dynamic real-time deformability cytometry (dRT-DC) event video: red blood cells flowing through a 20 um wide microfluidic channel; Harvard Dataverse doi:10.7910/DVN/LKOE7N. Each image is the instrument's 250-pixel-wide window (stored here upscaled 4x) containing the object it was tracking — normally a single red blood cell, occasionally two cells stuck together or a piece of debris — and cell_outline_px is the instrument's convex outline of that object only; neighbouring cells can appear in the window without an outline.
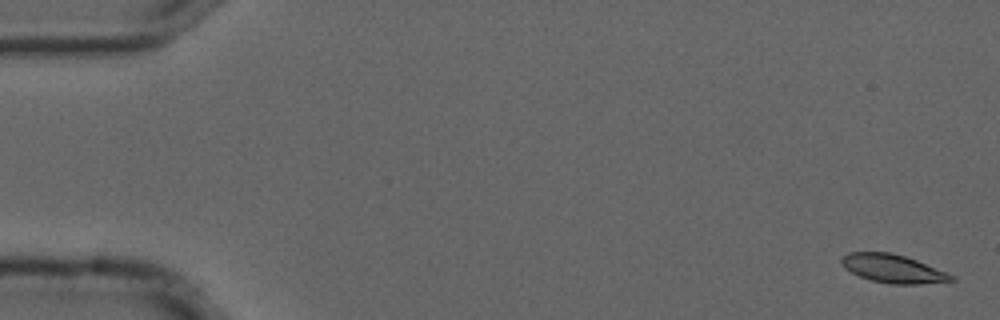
{"species": "common noctule bat (a hibernating species)", "species_latin": "Nyctalus noctula", "temperature_condition": "cold", "stored_images_in_passage": 55, "camera_frame_rate_fps": 3000, "um_per_image_px": 0.085, "animal": {"sex": "male", "forearm_length_mm": 52.5}, "frame": {"image": 1, "passage_image": 1, "time_ms": 0.0, "image_size_px": [1000, 320], "cell_outline_px": [[956, 280], [920, 284], [888, 284], [872, 280], [860, 276], [844, 268], [840, 260], [848, 252], [888, 252], [904, 256], [916, 260], [948, 272], [956, 276]], "centroid_in_image_um": [75.93, 22.84], "position_along_channel_um": 9.1, "area_um2": 18.09}}
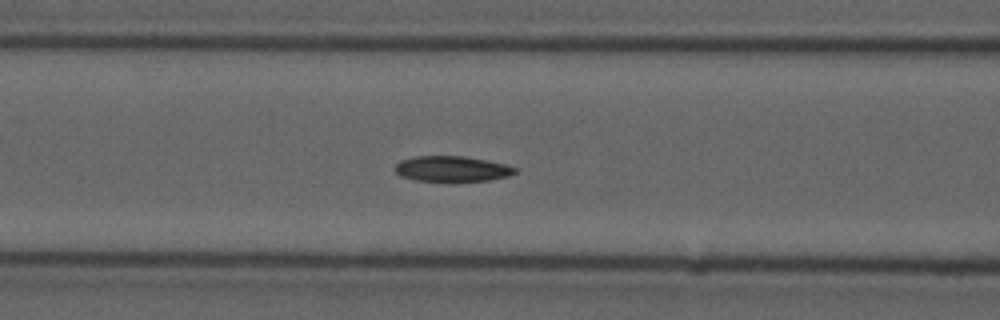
{"frame": {"image": 2, "passage_image": 22, "time_ms": 7.0, "image_size_px": [1000, 320], "cell_outline_px": [[520, 172], [508, 176], [488, 180], [416, 180], [400, 176], [396, 172], [396, 164], [400, 160], [416, 156], [464, 156], [508, 164], [520, 168]], "centroid_in_image_um": [38.5, 14.33], "position_along_channel_um": 128.1, "area_um2": 17.74}}
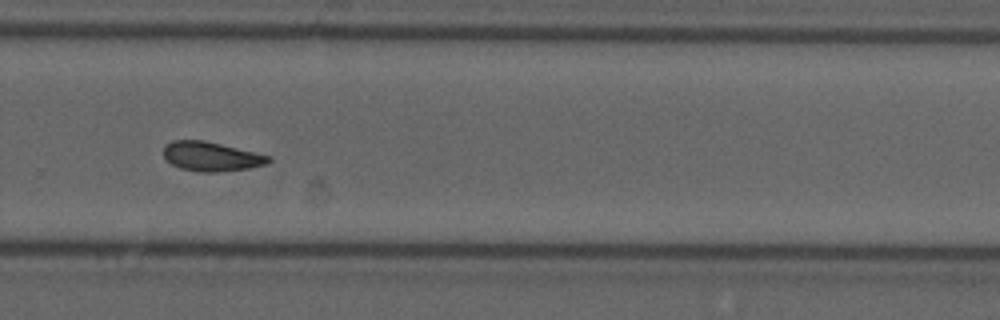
{"frame": {"image": 3, "passage_image": 37, "time_ms": 12.0, "image_size_px": [1000, 320], "cell_outline_px": [[272, 160], [268, 164], [248, 168], [216, 172], [196, 172], [180, 168], [172, 164], [164, 156], [164, 148], [172, 140], [204, 140], [272, 156]], "centroid_in_image_um": [17.99, 13.3], "position_along_channel_um": 311.8, "area_um2": 17.92}, "authors_computed_cell_mechanics": {"area_um2": 17.9758, "velocity_mm_per_s": 3.6877, "shape_relaxation_time_tau1_ms": 7.2262, "shape_relaxation_time_tau2_ms": 5.7384, "deformation_change_tau1": 0.1436, "deformation_change_tau2": 0.1059}}